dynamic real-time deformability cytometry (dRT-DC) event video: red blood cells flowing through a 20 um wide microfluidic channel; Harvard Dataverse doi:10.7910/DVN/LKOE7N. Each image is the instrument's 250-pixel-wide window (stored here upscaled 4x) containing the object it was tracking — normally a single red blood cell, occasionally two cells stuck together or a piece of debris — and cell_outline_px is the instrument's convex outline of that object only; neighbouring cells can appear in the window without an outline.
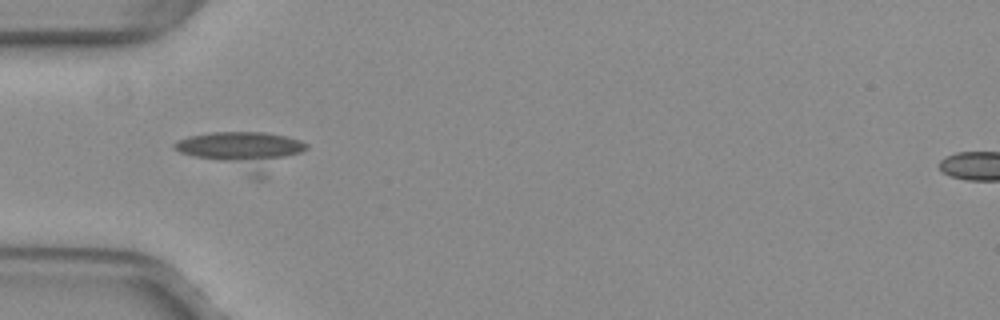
{"species": "common noctule bat (a hibernating species)", "species_latin": "Nyctalus noctula", "temperature_condition": "warm", "stored_images_in_passage": 57, "camera_frame_rate_fps": 3000, "um_per_image_px": 0.085, "animal": {"sex": "female", "body_mass_g": 29.2, "forearm_length_mm": 56.3}, "frame": {"image": 1, "passage_image": 21, "time_ms": 6.667, "image_size_px": [1000, 320], "cell_outline_px": [[308, 148], [268, 176], [260, 180], [252, 180], [180, 152], [172, 148], [172, 144], [188, 136], [212, 132], [264, 132], [284, 136], [300, 140], [308, 144]], "centroid_in_image_um": [20.63, 12.88], "position_along_channel_um": 64.4, "area_um2": 30.0}}